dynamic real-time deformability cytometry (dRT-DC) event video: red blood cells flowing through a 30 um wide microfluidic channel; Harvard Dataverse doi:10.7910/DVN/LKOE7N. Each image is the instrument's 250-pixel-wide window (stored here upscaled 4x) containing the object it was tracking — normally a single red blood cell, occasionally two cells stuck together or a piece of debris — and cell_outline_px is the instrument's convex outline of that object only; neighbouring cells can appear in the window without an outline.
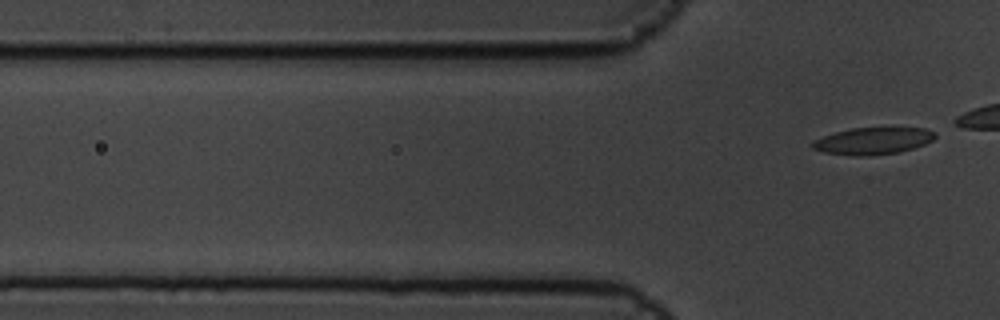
{"species": "common noctule bat (a hibernating species)", "species_latin": "Nyctalus noctula", "temperature_condition": "cold", "stored_images_in_passage": 2, "camera_frame_rate_fps": 3000, "um_per_image_px": 0.085, "animal": {"sex": "male", "body_mass_g": 19.5, "forearm_length_mm": 54.6}, "frame": {"image": 1, "passage_image": 2, "time_ms": 0.333, "image_size_px": [1000, 320], "cell_outline_px": [[936, 136], [932, 140], [924, 144], [900, 152], [868, 156], [852, 156], [824, 152], [812, 148], [812, 144], [816, 140], [824, 136], [836, 132], [852, 128], [924, 128], [936, 132]], "centroid_in_image_um": [74.22, 11.98], "position_along_channel_um": 51.6, "area_um2": 19.07}}